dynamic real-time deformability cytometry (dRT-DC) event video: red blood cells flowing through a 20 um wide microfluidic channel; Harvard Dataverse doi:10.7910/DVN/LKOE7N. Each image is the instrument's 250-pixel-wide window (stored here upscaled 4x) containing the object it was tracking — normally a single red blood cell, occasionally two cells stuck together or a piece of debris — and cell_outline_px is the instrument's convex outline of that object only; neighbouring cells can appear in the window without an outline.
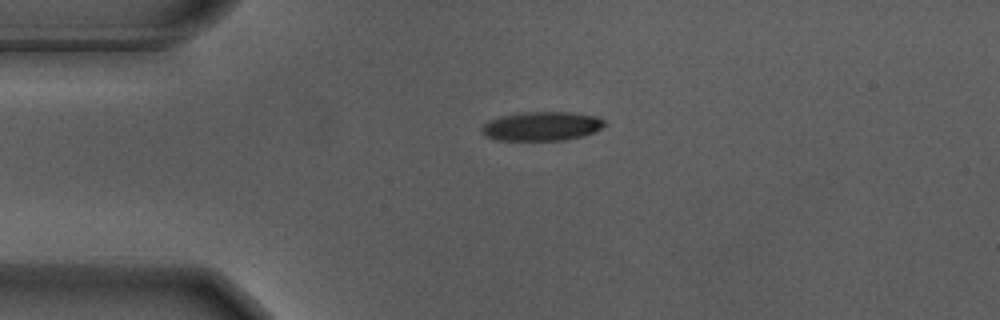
{"species": "Egyptian fruit bat (a non-hibernating species)", "species_latin": "Rousettus aegyptiacus", "temperature_condition": "warm", "stored_images_in_passage": 44, "camera_frame_rate_fps": 3000, "um_per_image_px": 0.085, "animal": {"sex": "male"}, "frame": {"image": 1, "passage_image": 1, "time_ms": 0.0, "image_size_px": [1000, 320], "cell_outline_px": [[608, 124], [584, 136], [564, 140], [496, 140], [488, 136], [480, 128], [488, 120], [500, 116], [524, 112], [568, 112], [596, 116], [604, 120]], "centroid_in_image_um": [46.06, 10.72], "position_along_channel_um": 38.9, "area_um2": 20.69}}
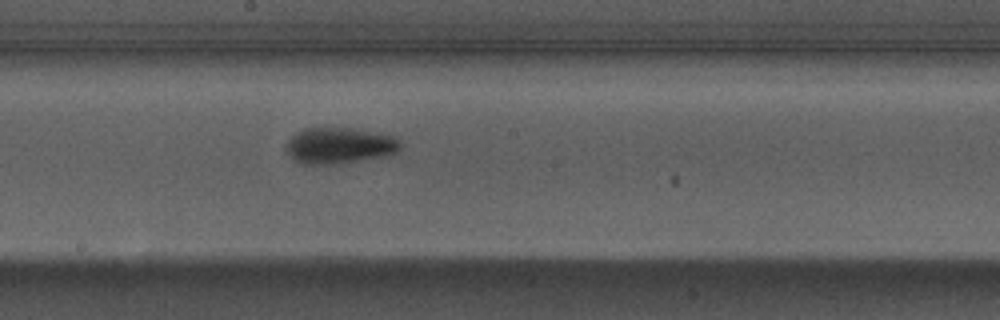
{"frame": {"image": 2, "passage_image": 18, "time_ms": 5.667, "image_size_px": [1000, 320], "cell_outline_px": [[404, 144], [396, 152], [388, 156], [332, 164], [300, 164], [288, 156], [288, 140], [296, 132], [304, 128], [352, 128], [396, 136]], "centroid_in_image_um": [28.89, 12.37], "position_along_channel_um": 219.3, "area_um2": 24.16}}
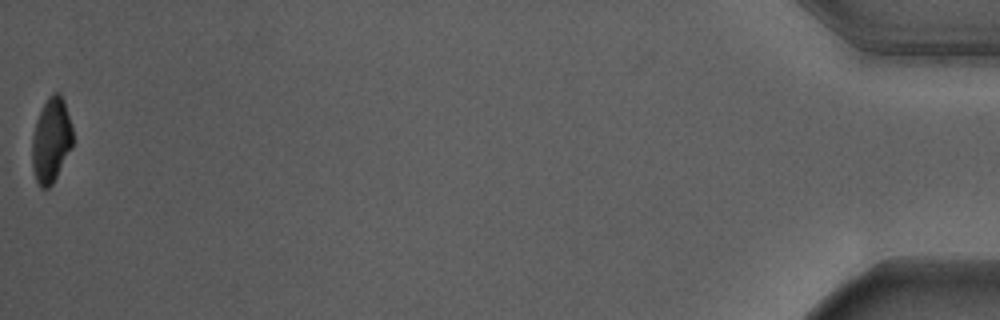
{"frame": {"image": 3, "passage_image": 44, "time_ms": 14.333, "image_size_px": [1000, 320], "cell_outline_px": [[72, 148], [52, 184], [48, 188], [40, 188], [36, 180], [32, 168], [32, 136], [36, 120], [48, 96], [52, 92], [60, 92], [64, 100], [72, 128]], "centroid_in_image_um": [4.34, 11.91], "position_along_channel_um": 430.9, "area_um2": 20.11}, "authors_computed_cell_mechanics": {"area_um2": 22.542, "velocity_mm_per_s": 3.672, "shape_relaxation_time_tau1_ms": 3.0501, "shape_relaxation_time_tau2_ms": 1.3144, "deformation_change_tau1": 0.1847, "deformation_change_tau2": 0.0759}}